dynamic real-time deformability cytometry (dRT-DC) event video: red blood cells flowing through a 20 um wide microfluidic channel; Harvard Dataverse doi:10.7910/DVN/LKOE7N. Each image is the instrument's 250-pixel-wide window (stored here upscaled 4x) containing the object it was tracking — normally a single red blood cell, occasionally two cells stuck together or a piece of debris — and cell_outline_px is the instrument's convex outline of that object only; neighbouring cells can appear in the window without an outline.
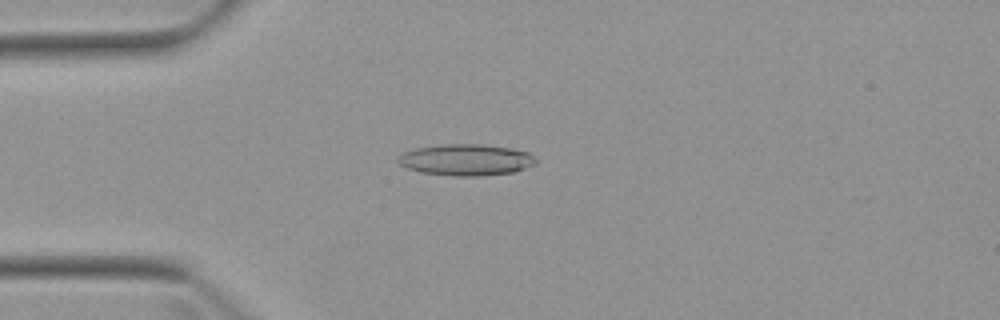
{"species": "Egyptian fruit bat (a non-hibernating species)", "species_latin": "Rousettus aegyptiacus", "temperature_condition": "warm", "stored_images_in_passage": 4, "camera_frame_rate_fps": 3000, "um_per_image_px": 0.085, "animal": {"sex": "female"}, "frame": {"image": 1, "passage_image": 3, "time_ms": 2.333, "image_size_px": [1000, 320], "cell_outline_px": [[540, 160], [536, 164], [512, 172], [480, 176], [452, 176], [420, 172], [408, 168], [400, 164], [396, 160], [404, 152], [416, 148], [444, 144], [480, 144], [512, 148], [528, 152]], "centroid_in_image_um": [39.65, 13.58], "position_along_channel_um": 45.4, "area_um2": 25.26}}